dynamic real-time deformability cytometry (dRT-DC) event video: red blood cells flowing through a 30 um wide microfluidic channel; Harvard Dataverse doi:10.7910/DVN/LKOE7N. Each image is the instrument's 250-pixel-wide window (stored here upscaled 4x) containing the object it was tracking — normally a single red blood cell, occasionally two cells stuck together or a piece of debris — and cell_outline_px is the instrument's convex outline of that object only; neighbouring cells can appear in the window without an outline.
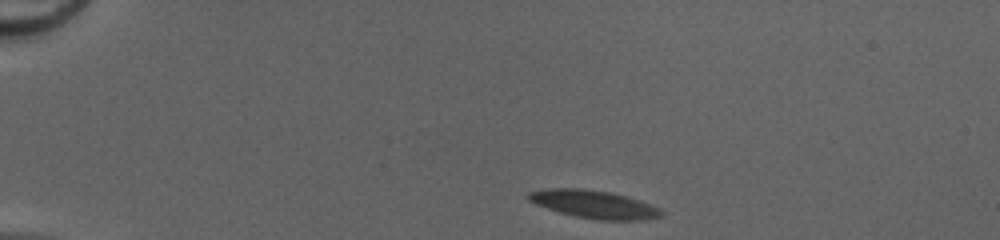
{"species": "common noctule bat (a hibernating species)", "species_latin": "Nyctalus noctula", "temperature_condition": "cold", "stored_images_in_passage": 44, "camera_frame_rate_fps": 3000, "um_per_image_px": 0.085, "animal": {"sex": "female", "body_mass_g": 20.0, "forearm_length_mm": 54.0}, "frame": {"image": 1, "passage_image": 1, "time_ms": 0.0, "image_size_px": [1000, 240], "cell_outline_px": [[660, 216], [640, 220], [600, 220], [576, 216], [560, 212], [536, 204], [528, 200], [528, 192], [548, 188], [580, 188], [612, 192], [648, 204], [656, 208], [660, 212]], "centroid_in_image_um": [50.4, 17.35], "position_along_channel_um": 34.6, "area_um2": 21.04}}
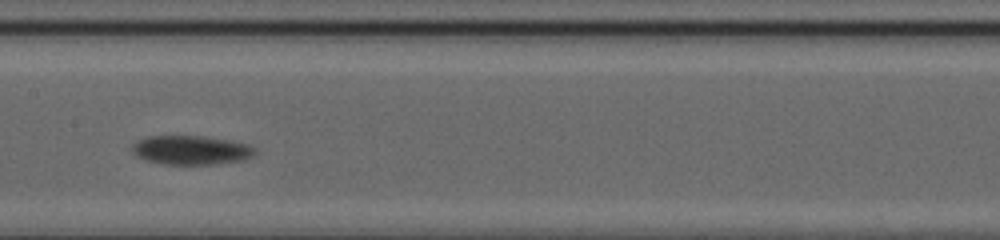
{"frame": {"image": 2, "passage_image": 19, "time_ms": 6.0, "image_size_px": [1000, 240], "cell_outline_px": [[256, 152], [252, 156], [244, 160], [212, 164], [164, 164], [148, 160], [140, 156], [132, 148], [132, 144], [148, 136], [200, 136], [248, 144], [256, 148]], "centroid_in_image_um": [16.29, 12.76], "position_along_channel_um": 191.1, "area_um2": 20.29}}
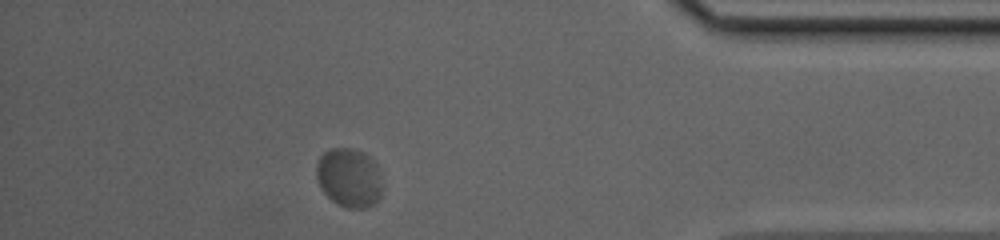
{"frame": {"image": 3, "passage_image": 38, "time_ms": 12.333, "image_size_px": [1000, 240], "cell_outline_px": [[380, 196], [372, 204], [364, 208], [344, 208], [336, 204], [324, 192], [316, 176], [316, 164], [320, 156], [324, 152], [332, 148], [348, 148], [364, 152], [376, 164], [380, 184]], "centroid_in_image_um": [29.63, 15.1], "position_along_channel_um": 405.6, "area_um2": 22.31}, "authors_computed_cell_mechanics": {"area_um2": 20.7502, "velocity_mm_per_s": 3.8976, "shape_relaxation_time_tau1_ms": 2.0171, "shape_relaxation_time_tau2_ms": null, "deformation_change_tau1": 0.0966, "deformation_change_tau2": null}}